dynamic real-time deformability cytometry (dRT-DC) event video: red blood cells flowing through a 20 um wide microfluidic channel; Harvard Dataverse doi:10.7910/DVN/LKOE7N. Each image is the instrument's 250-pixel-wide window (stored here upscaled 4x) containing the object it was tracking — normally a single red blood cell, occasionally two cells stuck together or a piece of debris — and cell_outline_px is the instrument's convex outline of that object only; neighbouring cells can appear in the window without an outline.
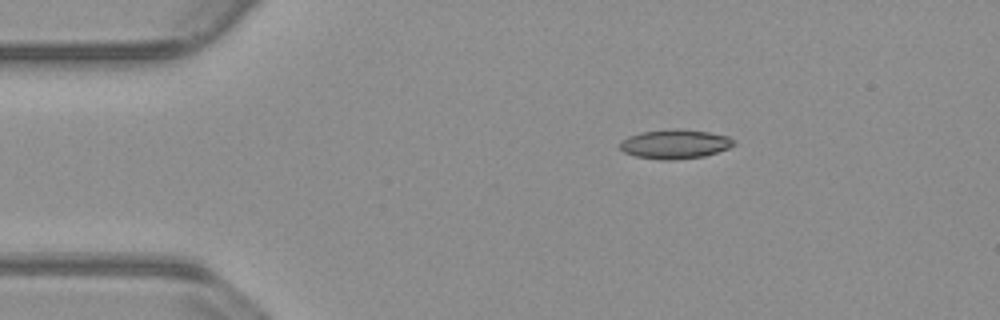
{"species": "common noctule bat (a hibernating species)", "species_latin": "Nyctalus noctula", "temperature_condition": "warm", "stored_images_in_passage": 6, "camera_frame_rate_fps": 3000, "um_per_image_px": 0.085, "animal": {"sex": "male", "body_mass_g": 23.1, "forearm_length_mm": 52.7}, "frame": {"image": 1, "passage_image": 1, "time_ms": 0.0, "image_size_px": [1000, 320], "cell_outline_px": [[736, 144], [728, 148], [704, 156], [672, 160], [660, 160], [636, 156], [624, 152], [620, 148], [620, 144], [628, 136], [640, 132], [676, 128], [708, 132], [728, 136], [736, 140]], "centroid_in_image_um": [57.39, 12.24], "position_along_channel_um": 27.6, "area_um2": 19.36}}